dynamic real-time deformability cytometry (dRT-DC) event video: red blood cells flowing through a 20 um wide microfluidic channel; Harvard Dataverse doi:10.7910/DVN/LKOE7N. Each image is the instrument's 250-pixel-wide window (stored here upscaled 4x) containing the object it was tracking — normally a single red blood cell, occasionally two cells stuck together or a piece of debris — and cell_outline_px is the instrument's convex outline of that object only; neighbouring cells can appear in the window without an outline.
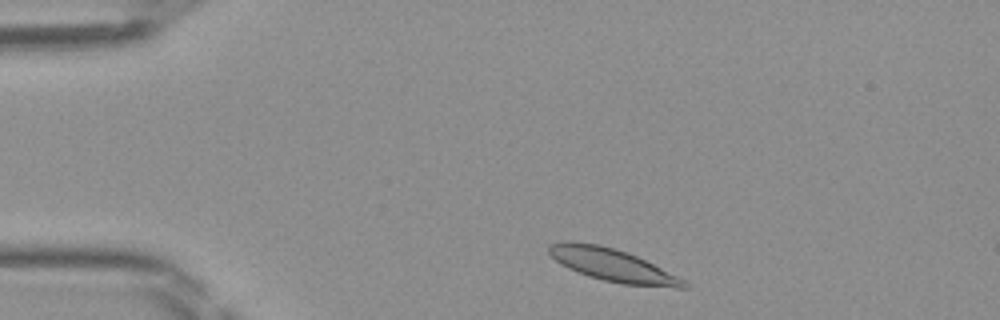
{"species": "Egyptian fruit bat (a non-hibernating species)", "species_latin": "Rousettus aegyptiacus", "temperature_condition": "room temperature", "stored_images_in_passage": 42, "camera_frame_rate_fps": 3000, "um_per_image_px": 0.085, "frame": {"image": 1, "passage_image": 2, "time_ms": 0.333, "image_size_px": [1000, 320], "cell_outline_px": [[688, 288], [676, 288], [624, 284], [604, 280], [588, 276], [568, 268], [560, 264], [548, 252], [548, 244], [568, 240], [572, 240], [600, 244], [616, 248], [628, 252], [684, 280], [688, 284]], "centroid_in_image_um": [52.0, 22.51], "position_along_channel_um": 33.0, "area_um2": 25.61}}
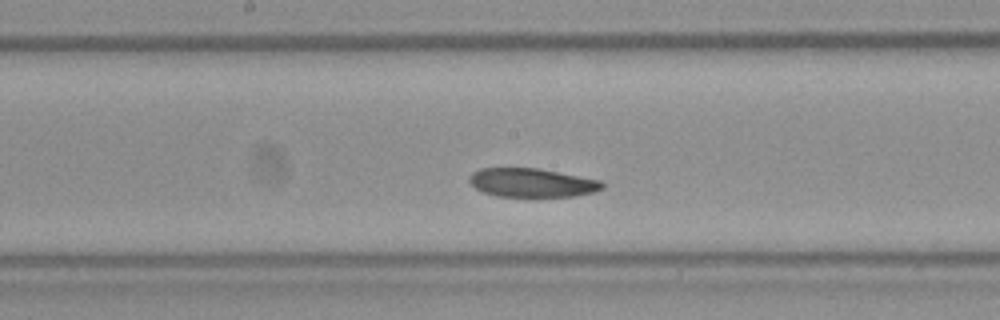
{"frame": {"image": 2, "passage_image": 18, "time_ms": 5.667, "image_size_px": [1000, 320], "cell_outline_px": [[604, 188], [592, 192], [576, 196], [532, 200], [496, 196], [484, 192], [476, 188], [468, 180], [468, 176], [472, 172], [480, 168], [536, 168], [600, 180], [604, 184]], "centroid_in_image_um": [45.19, 15.59], "position_along_channel_um": 203.0, "area_um2": 23.24}}
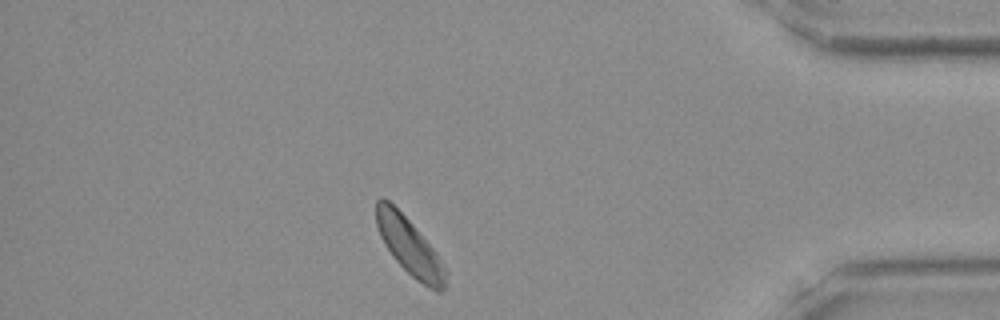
{"frame": {"image": 3, "passage_image": 35, "time_ms": 11.333, "image_size_px": [1000, 320], "cell_outline_px": [[448, 284], [440, 292], [436, 292], [416, 280], [392, 256], [384, 244], [380, 236], [376, 224], [376, 200], [380, 196], [384, 196], [412, 224], [436, 252], [448, 268]], "centroid_in_image_um": [34.85, 20.99], "position_along_channel_um": 400.4, "area_um2": 23.24}}